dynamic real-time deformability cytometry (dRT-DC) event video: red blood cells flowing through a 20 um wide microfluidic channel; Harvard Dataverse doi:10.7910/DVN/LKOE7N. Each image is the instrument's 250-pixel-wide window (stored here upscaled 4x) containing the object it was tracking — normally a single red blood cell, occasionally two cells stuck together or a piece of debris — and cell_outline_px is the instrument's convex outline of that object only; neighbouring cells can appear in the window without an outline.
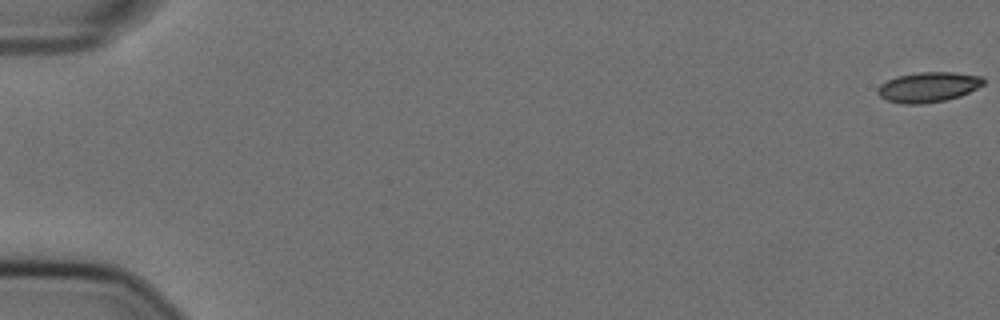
{"species": "Egyptian fruit bat (a non-hibernating species)", "species_latin": "Rousettus aegyptiacus", "temperature_condition": "cold", "stored_images_in_passage": 58, "camera_frame_rate_fps": 3000, "um_per_image_px": 0.085, "animal": {"sex": "female"}, "frame": {"image": 1, "passage_image": 1, "time_ms": 0.0, "image_size_px": [1000, 320], "cell_outline_px": [[984, 84], [960, 96], [944, 100], [920, 104], [900, 104], [884, 100], [876, 92], [876, 88], [880, 84], [896, 76], [916, 72], [952, 72], [984, 76]], "centroid_in_image_um": [78.86, 7.4], "position_along_channel_um": 6.1, "area_um2": 18.73}}
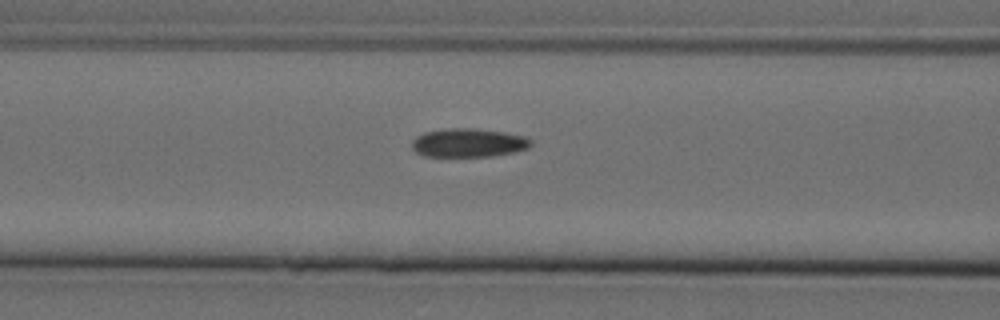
{"frame": {"image": 2, "passage_image": 25, "time_ms": 8.0, "image_size_px": [1000, 320], "cell_outline_px": [[532, 144], [528, 148], [512, 152], [492, 156], [424, 156], [416, 152], [412, 148], [412, 140], [416, 136], [424, 132], [448, 128], [476, 128], [504, 132], [524, 136], [532, 140]], "centroid_in_image_um": [39.8, 12.13], "position_along_channel_um": 126.8, "area_um2": 19.88}}
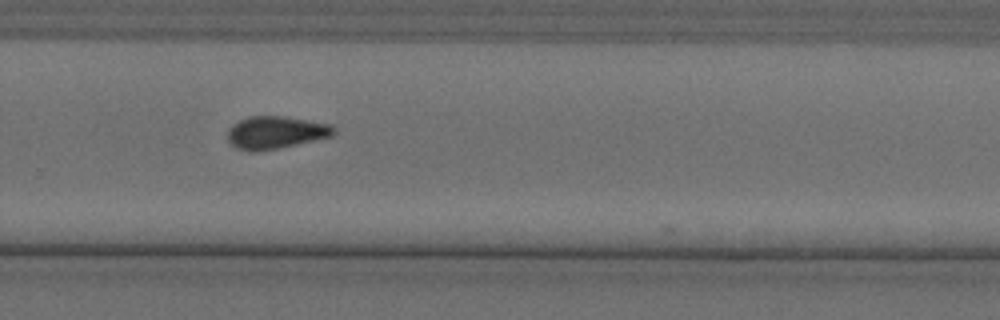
{"frame": {"image": 3, "passage_image": 40, "time_ms": 13.0, "image_size_px": [1000, 320], "cell_outline_px": [[336, 132], [332, 136], [280, 148], [256, 152], [248, 152], [236, 148], [228, 140], [228, 128], [232, 124], [248, 116], [284, 116], [332, 124], [336, 128]], "centroid_in_image_um": [23.43, 11.26], "position_along_channel_um": 306.4, "area_um2": 20.4}, "authors_computed_cell_mechanics": {"area_um2": 19.6809, "velocity_mm_per_s": 3.606, "shape_relaxation_time_tau1_ms": null, "shape_relaxation_time_tau2_ms": 3.9686, "deformation_change_tau1": null, "deformation_change_tau2": 0.0843}}